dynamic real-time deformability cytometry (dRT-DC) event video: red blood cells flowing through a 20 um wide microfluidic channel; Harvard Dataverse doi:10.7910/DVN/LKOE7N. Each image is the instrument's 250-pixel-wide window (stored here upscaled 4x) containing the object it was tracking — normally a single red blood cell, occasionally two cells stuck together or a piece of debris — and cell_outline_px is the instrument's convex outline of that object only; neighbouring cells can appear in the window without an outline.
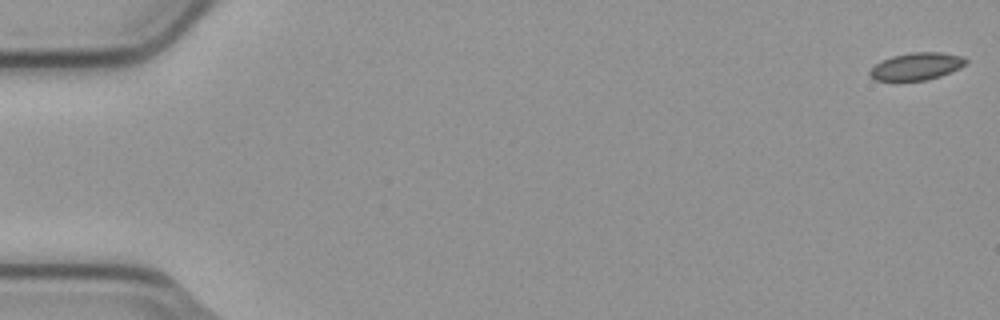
{"species": "common noctule bat (a hibernating species)", "species_latin": "Nyctalus noctula", "temperature_condition": "cold", "stored_images_in_passage": 5, "camera_frame_rate_fps": 3000, "um_per_image_px": 0.085, "animal": {"sex": "male", "body_mass_g": 23.1, "forearm_length_mm": 52.7}, "frame": {"image": 1, "passage_image": 1, "time_ms": 0.0, "image_size_px": [1000, 320], "cell_outline_px": [[968, 60], [960, 68], [940, 76], [928, 80], [876, 80], [868, 76], [868, 72], [880, 60], [892, 56], [912, 52], [940, 52], [964, 56]], "centroid_in_image_um": [77.9, 5.63], "position_along_channel_um": 7.1, "area_um2": 15.32}}
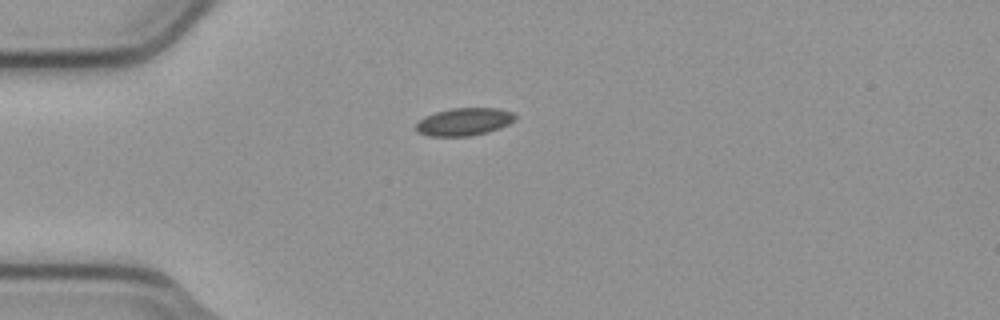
{"frame": {"image": 2, "passage_image": 5, "time_ms": 1.333, "image_size_px": [1000, 320], "cell_outline_px": [[516, 120], [500, 128], [488, 132], [472, 136], [428, 136], [416, 132], [416, 124], [424, 116], [436, 112], [452, 108], [500, 108], [512, 112], [516, 116]], "centroid_in_image_um": [39.46, 10.35], "position_along_channel_um": 45.5, "area_um2": 16.13}}